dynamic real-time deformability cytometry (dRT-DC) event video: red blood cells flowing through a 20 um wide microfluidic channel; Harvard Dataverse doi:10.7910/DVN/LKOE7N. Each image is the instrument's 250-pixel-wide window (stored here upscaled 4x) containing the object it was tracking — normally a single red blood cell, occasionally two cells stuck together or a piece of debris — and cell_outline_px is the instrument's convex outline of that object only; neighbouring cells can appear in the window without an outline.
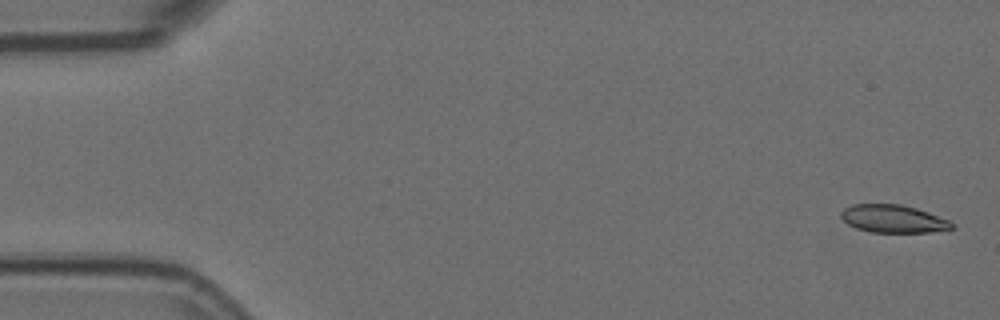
{"species": "Egyptian fruit bat (a non-hibernating species)", "species_latin": "Rousettus aegyptiacus", "temperature_condition": "room temperature", "stored_images_in_passage": 5, "camera_frame_rate_fps": 3000, "um_per_image_px": 0.085, "animal": {"sex": "female"}, "frame": {"image": 1, "passage_image": 1, "time_ms": 0.0, "image_size_px": [1000, 320], "cell_outline_px": [[956, 228], [928, 232], [872, 232], [856, 228], [848, 224], [840, 216], [840, 212], [844, 208], [852, 204], [900, 204], [916, 208], [928, 212], [948, 220]], "centroid_in_image_um": [75.89, 18.59], "position_along_channel_um": 9.1, "area_um2": 17.86}}
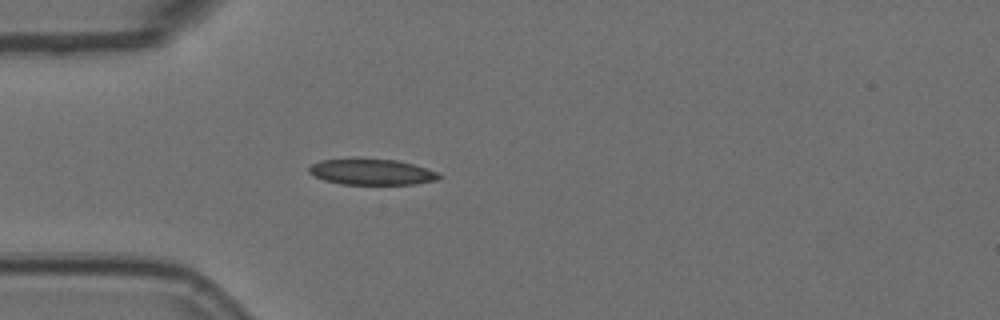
{"frame": {"image": 2, "passage_image": 5, "time_ms": 1.333, "image_size_px": [1000, 320], "cell_outline_px": [[440, 180], [412, 184], [340, 184], [324, 180], [308, 172], [308, 168], [312, 164], [320, 160], [352, 156], [396, 160], [412, 164], [436, 172], [440, 176]], "centroid_in_image_um": [31.51, 14.58], "position_along_channel_um": 53.5, "area_um2": 20.11}}